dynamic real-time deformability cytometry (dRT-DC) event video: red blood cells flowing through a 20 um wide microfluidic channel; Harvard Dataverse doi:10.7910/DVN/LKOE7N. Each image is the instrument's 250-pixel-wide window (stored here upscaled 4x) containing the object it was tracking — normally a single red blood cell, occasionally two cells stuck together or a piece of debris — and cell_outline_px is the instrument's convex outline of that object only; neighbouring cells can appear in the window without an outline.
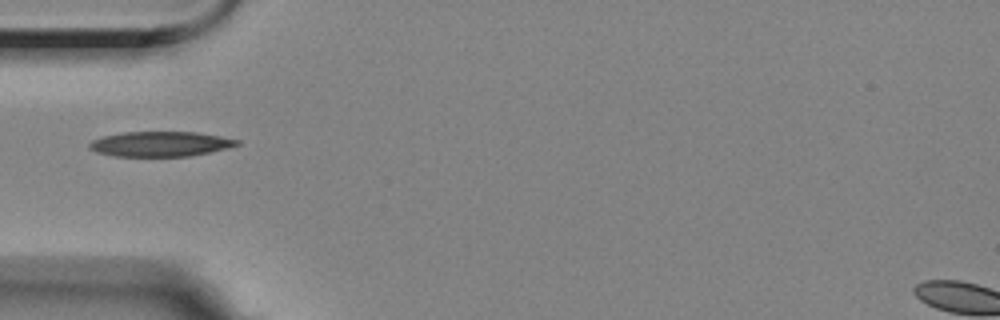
{"species": "Egyptian fruit bat (a non-hibernating species)", "species_latin": "Rousettus aegyptiacus", "temperature_condition": "room temperature", "stored_images_in_passage": 12, "camera_frame_rate_fps": 3000, "um_per_image_px": 0.085, "animal": {"sex": "female"}, "frame": {"image": 1, "passage_image": 1, "time_ms": 0.0, "image_size_px": [1000, 320], "cell_outline_px": [[240, 144], [228, 148], [188, 156], [112, 156], [96, 152], [88, 148], [88, 144], [92, 140], [100, 136], [124, 132], [196, 132], [220, 136], [240, 140]], "centroid_in_image_um": [13.58, 12.23], "position_along_channel_um": 71.4, "area_um2": 21.56}}
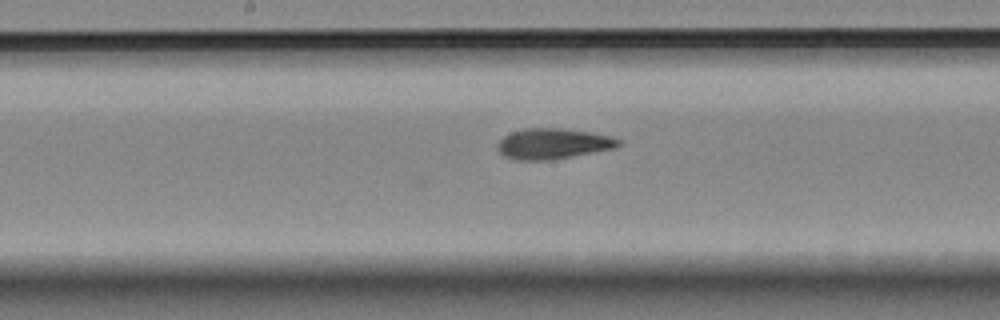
{"frame": {"image": 2, "passage_image": 12, "time_ms": 3.667, "image_size_px": [1000, 320], "cell_outline_px": [[620, 144], [616, 148], [552, 160], [516, 160], [504, 156], [496, 148], [500, 140], [504, 136], [512, 132], [524, 128], [560, 128], [592, 132], [608, 136], [620, 140]], "centroid_in_image_um": [46.99, 12.22], "position_along_channel_um": 201.2, "area_um2": 21.56}}